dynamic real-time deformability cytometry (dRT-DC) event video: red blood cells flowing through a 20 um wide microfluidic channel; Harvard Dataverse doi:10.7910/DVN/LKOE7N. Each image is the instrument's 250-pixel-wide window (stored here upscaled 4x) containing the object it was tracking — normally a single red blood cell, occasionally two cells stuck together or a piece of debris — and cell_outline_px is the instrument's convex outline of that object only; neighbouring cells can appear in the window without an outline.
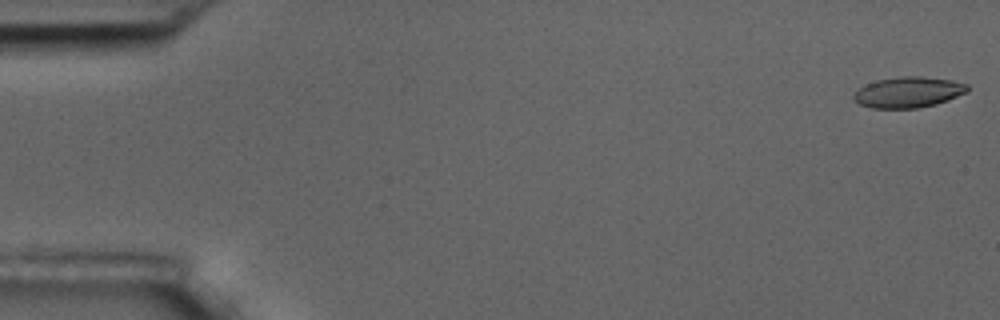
{"species": "common noctule bat (a hibernating species)", "species_latin": "Nyctalus noctula", "temperature_condition": "room temperature", "stored_images_in_passage": 56, "camera_frame_rate_fps": 3000, "um_per_image_px": 0.085, "animal": {"sex": "male", "body_mass_g": 17.5, "forearm_length_mm": 52.3}, "frame": {"image": 1, "passage_image": 1, "time_ms": 0.0, "image_size_px": [1000, 320], "cell_outline_px": [[968, 92], [948, 100], [936, 104], [916, 108], [872, 108], [860, 104], [852, 96], [860, 88], [876, 80], [904, 76], [920, 76], [952, 80], [968, 84]], "centroid_in_image_um": [77.25, 7.84], "position_along_channel_um": 7.8, "area_um2": 20.23}}
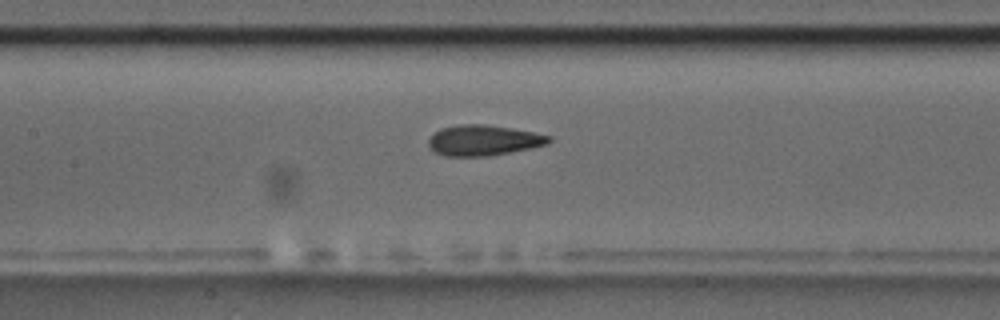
{"frame": {"image": 2, "passage_image": 26, "time_ms": 8.333, "image_size_px": [1000, 320], "cell_outline_px": [[552, 140], [548, 144], [488, 156], [444, 156], [432, 152], [428, 144], [428, 140], [440, 128], [460, 124], [484, 124], [532, 132], [552, 136]], "centroid_in_image_um": [41.05, 11.93], "position_along_channel_um": 166.3, "area_um2": 21.27}}
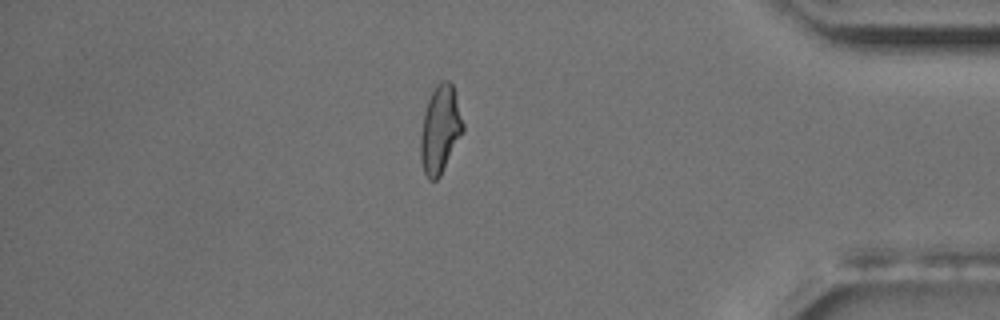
{"frame": {"image": 3, "passage_image": 48, "time_ms": 15.667, "image_size_px": [1000, 320], "cell_outline_px": [[464, 128], [440, 176], [436, 180], [428, 180], [424, 172], [420, 160], [420, 132], [424, 112], [428, 100], [436, 84], [440, 80], [448, 80], [452, 84], [456, 96], [464, 124]], "centroid_in_image_um": [37.39, 10.99], "position_along_channel_um": 397.8, "area_um2": 21.56}, "authors_computed_cell_mechanics": {"area_um2": 21.0681, "velocity_mm_per_s": 3.6108, "shape_relaxation_time_tau1_ms": 6.4411, "shape_relaxation_time_tau2_ms": 1.5714, "deformation_change_tau1": 0.1707, "deformation_change_tau2": 0.0832}}